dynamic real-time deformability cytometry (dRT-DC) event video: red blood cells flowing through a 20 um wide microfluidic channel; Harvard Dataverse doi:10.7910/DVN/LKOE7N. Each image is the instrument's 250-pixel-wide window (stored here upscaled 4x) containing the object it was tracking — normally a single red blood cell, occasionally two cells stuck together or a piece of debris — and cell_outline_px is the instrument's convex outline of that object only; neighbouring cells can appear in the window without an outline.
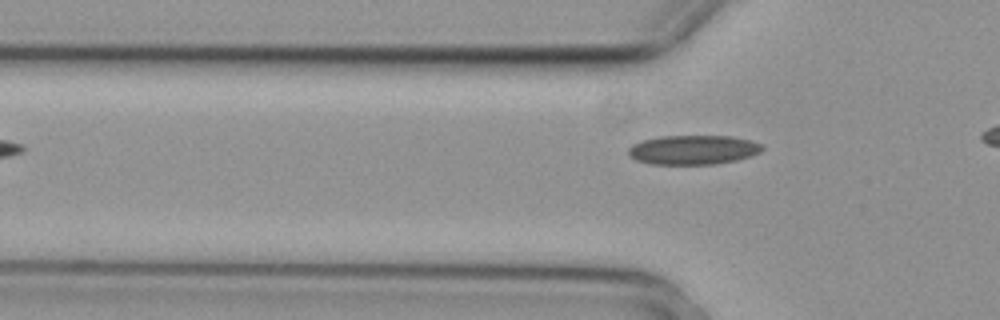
{"species": "common noctule bat (a hibernating species)", "species_latin": "Nyctalus noctula", "temperature_condition": "cold", "stored_images_in_passage": 3, "camera_frame_rate_fps": 3000, "um_per_image_px": 0.085, "animal": {"sex": "female", "body_mass_g": 29.2, "forearm_length_mm": 56.3}, "frame": {"image": 1, "passage_image": 3, "time_ms": 0.667, "image_size_px": [1000, 320], "cell_outline_px": [[764, 148], [760, 152], [752, 156], [736, 160], [716, 164], [652, 164], [636, 160], [628, 156], [628, 148], [632, 144], [644, 140], [660, 136], [732, 136], [752, 140], [764, 144]], "centroid_in_image_um": [58.95, 12.73], "position_along_channel_um": 66.8, "area_um2": 23.12}}